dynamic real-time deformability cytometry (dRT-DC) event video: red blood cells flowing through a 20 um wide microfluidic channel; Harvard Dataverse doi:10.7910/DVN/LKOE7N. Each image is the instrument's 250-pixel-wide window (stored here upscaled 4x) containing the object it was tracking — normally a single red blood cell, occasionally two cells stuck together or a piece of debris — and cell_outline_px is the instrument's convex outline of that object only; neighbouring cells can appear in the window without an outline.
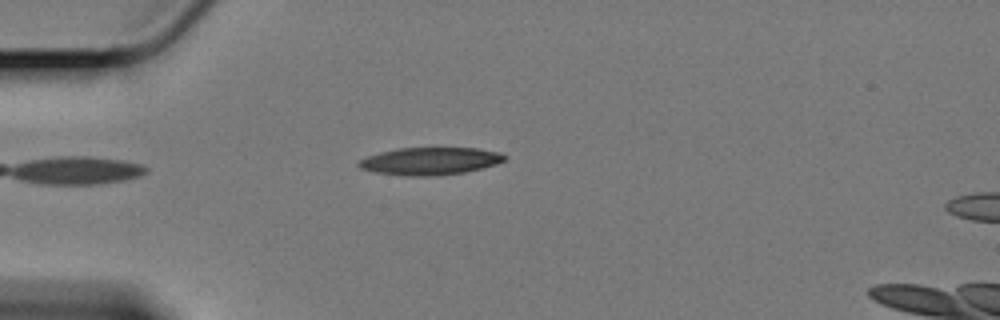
{"species": "Egyptian fruit bat (a non-hibernating species)", "species_latin": "Rousettus aegyptiacus", "temperature_condition": "cold", "stored_images_in_passage": 29, "camera_frame_rate_fps": 3000, "um_per_image_px": 0.085, "animal": {"sex": "female"}, "frame": {"image": 1, "passage_image": 1, "time_ms": 0.0, "image_size_px": [1000, 320], "cell_outline_px": [[508, 156], [504, 160], [496, 164], [464, 172], [428, 176], [404, 176], [376, 172], [360, 168], [356, 164], [360, 160], [368, 156], [380, 152], [400, 148], [476, 148], [500, 152]], "centroid_in_image_um": [36.55, 13.69], "position_along_channel_um": 48.4, "area_um2": 23.18}}
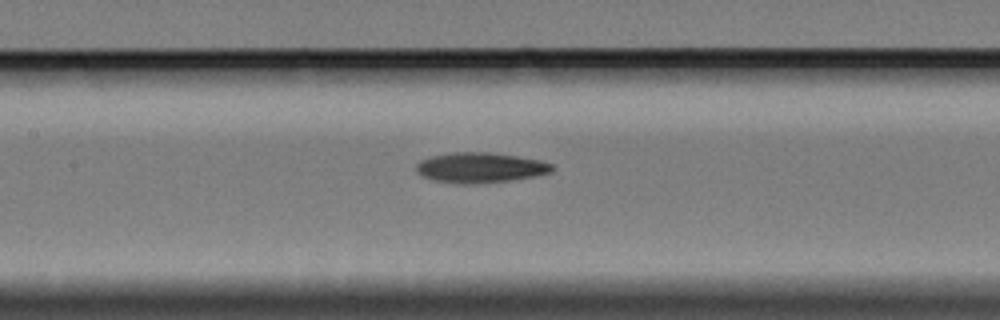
{"frame": {"image": 2, "passage_image": 13, "time_ms": 4.0, "image_size_px": [1000, 320], "cell_outline_px": [[556, 168], [552, 172], [532, 176], [508, 180], [476, 184], [460, 184], [436, 180], [424, 176], [416, 168], [416, 164], [420, 160], [432, 156], [452, 152], [488, 152], [516, 156], [540, 160], [552, 164]], "centroid_in_image_um": [40.84, 14.24], "position_along_channel_um": 166.6, "area_um2": 23.64}}
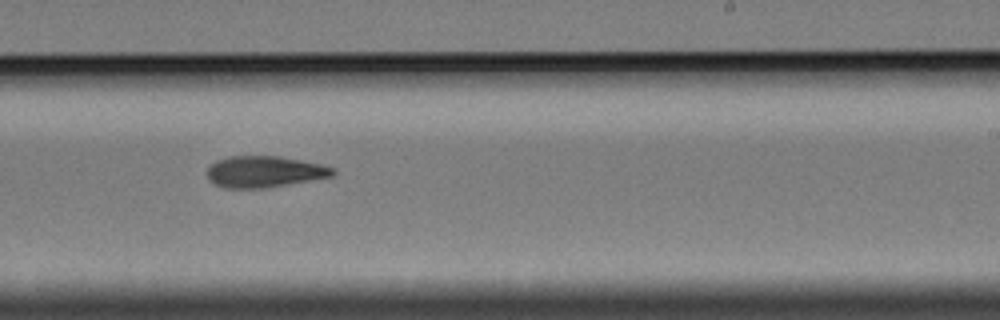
{"frame": {"image": 3, "passage_image": 22, "time_ms": 7.0, "image_size_px": [1000, 320], "cell_outline_px": [[336, 172], [332, 176], [288, 184], [264, 188], [224, 188], [216, 184], [208, 176], [208, 168], [216, 160], [228, 156], [276, 156], [300, 160], [320, 164], [332, 168]], "centroid_in_image_um": [22.46, 14.59], "position_along_channel_um": 266.5, "area_um2": 22.6}}